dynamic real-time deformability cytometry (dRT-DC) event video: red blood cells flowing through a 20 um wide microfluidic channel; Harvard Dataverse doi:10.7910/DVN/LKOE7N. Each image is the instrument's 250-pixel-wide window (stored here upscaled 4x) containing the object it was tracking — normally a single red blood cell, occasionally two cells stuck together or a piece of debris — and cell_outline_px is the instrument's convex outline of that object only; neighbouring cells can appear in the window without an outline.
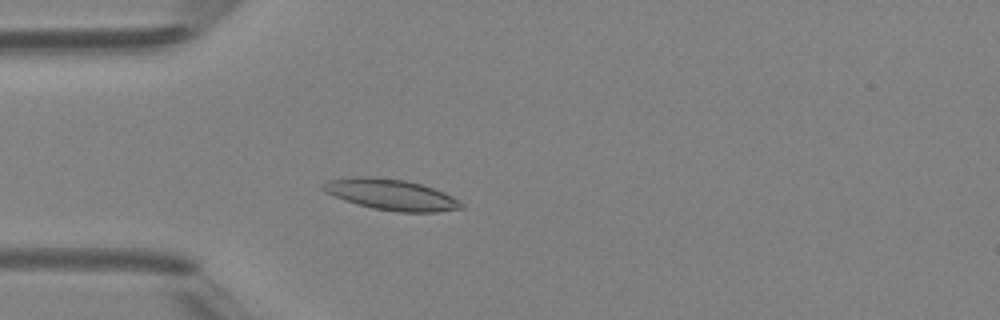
{"species": "Egyptian fruit bat (a non-hibernating species)", "species_latin": "Rousettus aegyptiacus", "temperature_condition": "room temperature", "stored_images_in_passage": 48, "camera_frame_rate_fps": 3000, "um_per_image_px": 0.085, "animal": {"sex": "female"}, "frame": {"image": 1, "passage_image": 13, "time_ms": 4.0, "image_size_px": [1000, 320], "cell_outline_px": [[464, 208], [436, 212], [396, 212], [372, 208], [344, 200], [324, 192], [320, 188], [328, 180], [356, 176], [376, 176], [404, 180], [420, 184], [444, 192], [452, 196], [464, 204]], "centroid_in_image_um": [33.23, 16.54], "position_along_channel_um": 51.8, "area_um2": 24.97}}
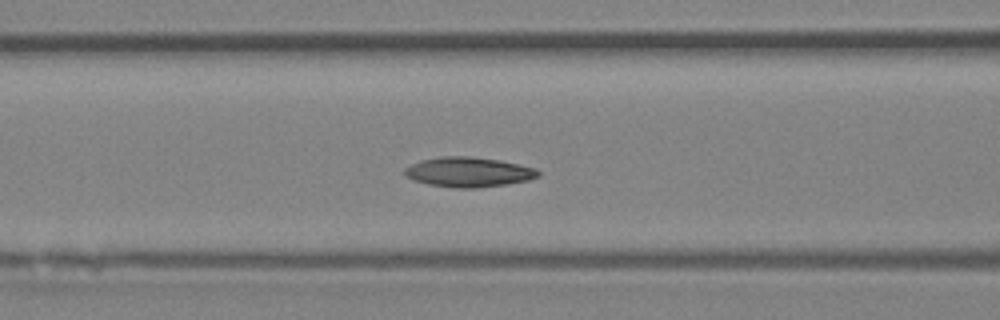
{"frame": {"image": 2, "passage_image": 19, "time_ms": 6.0, "image_size_px": [1000, 320], "cell_outline_px": [[540, 176], [528, 180], [508, 184], [476, 188], [452, 188], [428, 184], [412, 180], [404, 176], [404, 168], [420, 160], [440, 156], [472, 156], [500, 160], [520, 164], [536, 168], [540, 172]], "centroid_in_image_um": [39.82, 14.62], "position_along_channel_um": 126.8, "area_um2": 23.58}}
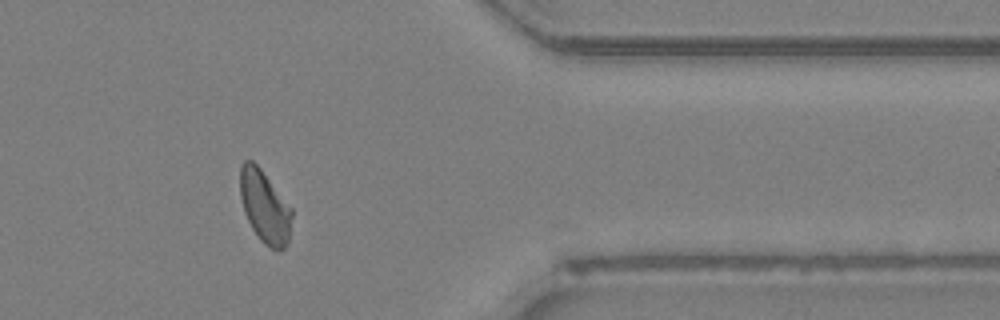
{"frame": {"image": 3, "passage_image": 39, "time_ms": 12.667, "image_size_px": [1000, 320], "cell_outline_px": [[292, 216], [288, 240], [284, 248], [272, 248], [264, 244], [260, 240], [252, 228], [244, 212], [240, 196], [240, 164], [244, 160], [252, 160], [260, 168], [292, 208]], "centroid_in_image_um": [22.48, 17.54], "position_along_channel_um": 388.9, "area_um2": 21.62}, "authors_computed_cell_mechanics": {"area_um2": 22.542, "velocity_mm_per_s": 4.2385, "shape_relaxation_time_tau1_ms": 3.3273, "shape_relaxation_time_tau2_ms": 1.6185, "deformation_change_tau1": 0.1146, "deformation_change_tau2": 0.0617}}